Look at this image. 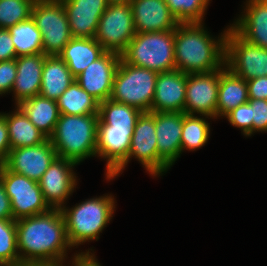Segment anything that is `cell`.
<instances>
[{
  "instance_id": "obj_28",
  "label": "cell",
  "mask_w": 267,
  "mask_h": 266,
  "mask_svg": "<svg viewBox=\"0 0 267 266\" xmlns=\"http://www.w3.org/2000/svg\"><path fill=\"white\" fill-rule=\"evenodd\" d=\"M16 50V57L44 54L42 34L32 17L8 29Z\"/></svg>"
},
{
  "instance_id": "obj_14",
  "label": "cell",
  "mask_w": 267,
  "mask_h": 266,
  "mask_svg": "<svg viewBox=\"0 0 267 266\" xmlns=\"http://www.w3.org/2000/svg\"><path fill=\"white\" fill-rule=\"evenodd\" d=\"M75 165L77 163L57 156L38 181L44 199L51 208L64 207L65 200L76 188Z\"/></svg>"
},
{
  "instance_id": "obj_9",
  "label": "cell",
  "mask_w": 267,
  "mask_h": 266,
  "mask_svg": "<svg viewBox=\"0 0 267 266\" xmlns=\"http://www.w3.org/2000/svg\"><path fill=\"white\" fill-rule=\"evenodd\" d=\"M0 180L11 201L13 219L34 216L51 209L45 201L38 181L10 171L0 165Z\"/></svg>"
},
{
  "instance_id": "obj_16",
  "label": "cell",
  "mask_w": 267,
  "mask_h": 266,
  "mask_svg": "<svg viewBox=\"0 0 267 266\" xmlns=\"http://www.w3.org/2000/svg\"><path fill=\"white\" fill-rule=\"evenodd\" d=\"M134 128L120 129L98 122L96 155L106 159V176H110L128 157Z\"/></svg>"
},
{
  "instance_id": "obj_40",
  "label": "cell",
  "mask_w": 267,
  "mask_h": 266,
  "mask_svg": "<svg viewBox=\"0 0 267 266\" xmlns=\"http://www.w3.org/2000/svg\"><path fill=\"white\" fill-rule=\"evenodd\" d=\"M72 8L76 10L96 11L101 15L108 6L107 0H65Z\"/></svg>"
},
{
  "instance_id": "obj_44",
  "label": "cell",
  "mask_w": 267,
  "mask_h": 266,
  "mask_svg": "<svg viewBox=\"0 0 267 266\" xmlns=\"http://www.w3.org/2000/svg\"><path fill=\"white\" fill-rule=\"evenodd\" d=\"M108 4H130L132 0H107Z\"/></svg>"
},
{
  "instance_id": "obj_29",
  "label": "cell",
  "mask_w": 267,
  "mask_h": 266,
  "mask_svg": "<svg viewBox=\"0 0 267 266\" xmlns=\"http://www.w3.org/2000/svg\"><path fill=\"white\" fill-rule=\"evenodd\" d=\"M142 111L134 106L107 99L99 103V118L113 128H135Z\"/></svg>"
},
{
  "instance_id": "obj_23",
  "label": "cell",
  "mask_w": 267,
  "mask_h": 266,
  "mask_svg": "<svg viewBox=\"0 0 267 266\" xmlns=\"http://www.w3.org/2000/svg\"><path fill=\"white\" fill-rule=\"evenodd\" d=\"M106 50L95 38H72L59 56L67 64L74 77H77L88 65L100 58Z\"/></svg>"
},
{
  "instance_id": "obj_26",
  "label": "cell",
  "mask_w": 267,
  "mask_h": 266,
  "mask_svg": "<svg viewBox=\"0 0 267 266\" xmlns=\"http://www.w3.org/2000/svg\"><path fill=\"white\" fill-rule=\"evenodd\" d=\"M5 120L11 149L38 145L48 139L30 122L18 105L13 113H5Z\"/></svg>"
},
{
  "instance_id": "obj_30",
  "label": "cell",
  "mask_w": 267,
  "mask_h": 266,
  "mask_svg": "<svg viewBox=\"0 0 267 266\" xmlns=\"http://www.w3.org/2000/svg\"><path fill=\"white\" fill-rule=\"evenodd\" d=\"M68 17L70 32L74 38H94L101 14L96 11L76 10L61 0Z\"/></svg>"
},
{
  "instance_id": "obj_10",
  "label": "cell",
  "mask_w": 267,
  "mask_h": 266,
  "mask_svg": "<svg viewBox=\"0 0 267 266\" xmlns=\"http://www.w3.org/2000/svg\"><path fill=\"white\" fill-rule=\"evenodd\" d=\"M225 66L245 81L267 76V49L247 42L230 27L225 38Z\"/></svg>"
},
{
  "instance_id": "obj_20",
  "label": "cell",
  "mask_w": 267,
  "mask_h": 266,
  "mask_svg": "<svg viewBox=\"0 0 267 266\" xmlns=\"http://www.w3.org/2000/svg\"><path fill=\"white\" fill-rule=\"evenodd\" d=\"M245 6L244 14L229 27L247 42L267 49V0H248Z\"/></svg>"
},
{
  "instance_id": "obj_5",
  "label": "cell",
  "mask_w": 267,
  "mask_h": 266,
  "mask_svg": "<svg viewBox=\"0 0 267 266\" xmlns=\"http://www.w3.org/2000/svg\"><path fill=\"white\" fill-rule=\"evenodd\" d=\"M120 55L125 63L157 73L175 70L174 30L136 33Z\"/></svg>"
},
{
  "instance_id": "obj_12",
  "label": "cell",
  "mask_w": 267,
  "mask_h": 266,
  "mask_svg": "<svg viewBox=\"0 0 267 266\" xmlns=\"http://www.w3.org/2000/svg\"><path fill=\"white\" fill-rule=\"evenodd\" d=\"M219 69L208 73L187 74L184 113L216 118Z\"/></svg>"
},
{
  "instance_id": "obj_31",
  "label": "cell",
  "mask_w": 267,
  "mask_h": 266,
  "mask_svg": "<svg viewBox=\"0 0 267 266\" xmlns=\"http://www.w3.org/2000/svg\"><path fill=\"white\" fill-rule=\"evenodd\" d=\"M210 126L205 118L183 113V128L181 135V150L199 149L207 143Z\"/></svg>"
},
{
  "instance_id": "obj_21",
  "label": "cell",
  "mask_w": 267,
  "mask_h": 266,
  "mask_svg": "<svg viewBox=\"0 0 267 266\" xmlns=\"http://www.w3.org/2000/svg\"><path fill=\"white\" fill-rule=\"evenodd\" d=\"M47 55L35 54L16 58L17 75L11 91L14 93L15 103L39 95L41 89V75L44 60Z\"/></svg>"
},
{
  "instance_id": "obj_1",
  "label": "cell",
  "mask_w": 267,
  "mask_h": 266,
  "mask_svg": "<svg viewBox=\"0 0 267 266\" xmlns=\"http://www.w3.org/2000/svg\"><path fill=\"white\" fill-rule=\"evenodd\" d=\"M16 230L20 266L62 264L72 248L58 208L17 219Z\"/></svg>"
},
{
  "instance_id": "obj_27",
  "label": "cell",
  "mask_w": 267,
  "mask_h": 266,
  "mask_svg": "<svg viewBox=\"0 0 267 266\" xmlns=\"http://www.w3.org/2000/svg\"><path fill=\"white\" fill-rule=\"evenodd\" d=\"M56 102L60 114H99V102L88 94L75 80Z\"/></svg>"
},
{
  "instance_id": "obj_37",
  "label": "cell",
  "mask_w": 267,
  "mask_h": 266,
  "mask_svg": "<svg viewBox=\"0 0 267 266\" xmlns=\"http://www.w3.org/2000/svg\"><path fill=\"white\" fill-rule=\"evenodd\" d=\"M16 75V59L0 61V95L11 92Z\"/></svg>"
},
{
  "instance_id": "obj_43",
  "label": "cell",
  "mask_w": 267,
  "mask_h": 266,
  "mask_svg": "<svg viewBox=\"0 0 267 266\" xmlns=\"http://www.w3.org/2000/svg\"><path fill=\"white\" fill-rule=\"evenodd\" d=\"M89 250L86 253H76L74 255L72 265L73 266H101L99 262L95 259L94 253H90ZM92 254V255H91Z\"/></svg>"
},
{
  "instance_id": "obj_45",
  "label": "cell",
  "mask_w": 267,
  "mask_h": 266,
  "mask_svg": "<svg viewBox=\"0 0 267 266\" xmlns=\"http://www.w3.org/2000/svg\"><path fill=\"white\" fill-rule=\"evenodd\" d=\"M34 266H64V265L62 263V264H53V265H34Z\"/></svg>"
},
{
  "instance_id": "obj_7",
  "label": "cell",
  "mask_w": 267,
  "mask_h": 266,
  "mask_svg": "<svg viewBox=\"0 0 267 266\" xmlns=\"http://www.w3.org/2000/svg\"><path fill=\"white\" fill-rule=\"evenodd\" d=\"M155 131V112H142L133 130L127 159L110 176H106V179L113 180L118 176L133 156L153 176L168 171L170 166L158 154Z\"/></svg>"
},
{
  "instance_id": "obj_18",
  "label": "cell",
  "mask_w": 267,
  "mask_h": 266,
  "mask_svg": "<svg viewBox=\"0 0 267 266\" xmlns=\"http://www.w3.org/2000/svg\"><path fill=\"white\" fill-rule=\"evenodd\" d=\"M187 74L179 70L158 73L151 112H183Z\"/></svg>"
},
{
  "instance_id": "obj_17",
  "label": "cell",
  "mask_w": 267,
  "mask_h": 266,
  "mask_svg": "<svg viewBox=\"0 0 267 266\" xmlns=\"http://www.w3.org/2000/svg\"><path fill=\"white\" fill-rule=\"evenodd\" d=\"M136 33L170 31L180 24L165 0H132Z\"/></svg>"
},
{
  "instance_id": "obj_11",
  "label": "cell",
  "mask_w": 267,
  "mask_h": 266,
  "mask_svg": "<svg viewBox=\"0 0 267 266\" xmlns=\"http://www.w3.org/2000/svg\"><path fill=\"white\" fill-rule=\"evenodd\" d=\"M136 34L130 4H108L101 15L96 41L106 50L121 54Z\"/></svg>"
},
{
  "instance_id": "obj_24",
  "label": "cell",
  "mask_w": 267,
  "mask_h": 266,
  "mask_svg": "<svg viewBox=\"0 0 267 266\" xmlns=\"http://www.w3.org/2000/svg\"><path fill=\"white\" fill-rule=\"evenodd\" d=\"M74 80L75 77L59 55H47L39 95L56 101Z\"/></svg>"
},
{
  "instance_id": "obj_8",
  "label": "cell",
  "mask_w": 267,
  "mask_h": 266,
  "mask_svg": "<svg viewBox=\"0 0 267 266\" xmlns=\"http://www.w3.org/2000/svg\"><path fill=\"white\" fill-rule=\"evenodd\" d=\"M31 17L42 34L44 55H59L73 38L62 1L34 2Z\"/></svg>"
},
{
  "instance_id": "obj_34",
  "label": "cell",
  "mask_w": 267,
  "mask_h": 266,
  "mask_svg": "<svg viewBox=\"0 0 267 266\" xmlns=\"http://www.w3.org/2000/svg\"><path fill=\"white\" fill-rule=\"evenodd\" d=\"M210 0H165L179 23H202Z\"/></svg>"
},
{
  "instance_id": "obj_38",
  "label": "cell",
  "mask_w": 267,
  "mask_h": 266,
  "mask_svg": "<svg viewBox=\"0 0 267 266\" xmlns=\"http://www.w3.org/2000/svg\"><path fill=\"white\" fill-rule=\"evenodd\" d=\"M16 58V50L10 31L0 28V61H8Z\"/></svg>"
},
{
  "instance_id": "obj_32",
  "label": "cell",
  "mask_w": 267,
  "mask_h": 266,
  "mask_svg": "<svg viewBox=\"0 0 267 266\" xmlns=\"http://www.w3.org/2000/svg\"><path fill=\"white\" fill-rule=\"evenodd\" d=\"M0 266H20L14 219H0Z\"/></svg>"
},
{
  "instance_id": "obj_22",
  "label": "cell",
  "mask_w": 267,
  "mask_h": 266,
  "mask_svg": "<svg viewBox=\"0 0 267 266\" xmlns=\"http://www.w3.org/2000/svg\"><path fill=\"white\" fill-rule=\"evenodd\" d=\"M249 101L247 82L234 75L226 66L219 69L218 103L216 118L225 116L239 105Z\"/></svg>"
},
{
  "instance_id": "obj_42",
  "label": "cell",
  "mask_w": 267,
  "mask_h": 266,
  "mask_svg": "<svg viewBox=\"0 0 267 266\" xmlns=\"http://www.w3.org/2000/svg\"><path fill=\"white\" fill-rule=\"evenodd\" d=\"M0 219H13L11 201L6 194L5 187L0 180Z\"/></svg>"
},
{
  "instance_id": "obj_19",
  "label": "cell",
  "mask_w": 267,
  "mask_h": 266,
  "mask_svg": "<svg viewBox=\"0 0 267 266\" xmlns=\"http://www.w3.org/2000/svg\"><path fill=\"white\" fill-rule=\"evenodd\" d=\"M159 156L171 167L180 157L183 112H155Z\"/></svg>"
},
{
  "instance_id": "obj_13",
  "label": "cell",
  "mask_w": 267,
  "mask_h": 266,
  "mask_svg": "<svg viewBox=\"0 0 267 266\" xmlns=\"http://www.w3.org/2000/svg\"><path fill=\"white\" fill-rule=\"evenodd\" d=\"M120 59V54L106 51L75 77V81L101 103L111 96L112 85Z\"/></svg>"
},
{
  "instance_id": "obj_33",
  "label": "cell",
  "mask_w": 267,
  "mask_h": 266,
  "mask_svg": "<svg viewBox=\"0 0 267 266\" xmlns=\"http://www.w3.org/2000/svg\"><path fill=\"white\" fill-rule=\"evenodd\" d=\"M34 0H0V28L9 29L31 17Z\"/></svg>"
},
{
  "instance_id": "obj_36",
  "label": "cell",
  "mask_w": 267,
  "mask_h": 266,
  "mask_svg": "<svg viewBox=\"0 0 267 266\" xmlns=\"http://www.w3.org/2000/svg\"><path fill=\"white\" fill-rule=\"evenodd\" d=\"M251 105V119L253 120V133L267 131V100L249 99Z\"/></svg>"
},
{
  "instance_id": "obj_35",
  "label": "cell",
  "mask_w": 267,
  "mask_h": 266,
  "mask_svg": "<svg viewBox=\"0 0 267 266\" xmlns=\"http://www.w3.org/2000/svg\"><path fill=\"white\" fill-rule=\"evenodd\" d=\"M224 117L228 119L231 125L240 128L245 136L253 134V120L251 119V105L247 102L239 105Z\"/></svg>"
},
{
  "instance_id": "obj_39",
  "label": "cell",
  "mask_w": 267,
  "mask_h": 266,
  "mask_svg": "<svg viewBox=\"0 0 267 266\" xmlns=\"http://www.w3.org/2000/svg\"><path fill=\"white\" fill-rule=\"evenodd\" d=\"M247 82L249 99L267 100V76L252 78Z\"/></svg>"
},
{
  "instance_id": "obj_4",
  "label": "cell",
  "mask_w": 267,
  "mask_h": 266,
  "mask_svg": "<svg viewBox=\"0 0 267 266\" xmlns=\"http://www.w3.org/2000/svg\"><path fill=\"white\" fill-rule=\"evenodd\" d=\"M112 196H101L85 200L75 207H62L67 237L72 247L89 240L99 239V234L107 226L115 211Z\"/></svg>"
},
{
  "instance_id": "obj_2",
  "label": "cell",
  "mask_w": 267,
  "mask_h": 266,
  "mask_svg": "<svg viewBox=\"0 0 267 266\" xmlns=\"http://www.w3.org/2000/svg\"><path fill=\"white\" fill-rule=\"evenodd\" d=\"M203 23H180L174 30L175 67L186 74L208 73L225 66L224 30L218 40Z\"/></svg>"
},
{
  "instance_id": "obj_6",
  "label": "cell",
  "mask_w": 267,
  "mask_h": 266,
  "mask_svg": "<svg viewBox=\"0 0 267 266\" xmlns=\"http://www.w3.org/2000/svg\"><path fill=\"white\" fill-rule=\"evenodd\" d=\"M158 73L120 59L109 99L151 112Z\"/></svg>"
},
{
  "instance_id": "obj_25",
  "label": "cell",
  "mask_w": 267,
  "mask_h": 266,
  "mask_svg": "<svg viewBox=\"0 0 267 266\" xmlns=\"http://www.w3.org/2000/svg\"><path fill=\"white\" fill-rule=\"evenodd\" d=\"M18 106L48 139L53 135L60 116L55 100L36 95L22 101Z\"/></svg>"
},
{
  "instance_id": "obj_3",
  "label": "cell",
  "mask_w": 267,
  "mask_h": 266,
  "mask_svg": "<svg viewBox=\"0 0 267 266\" xmlns=\"http://www.w3.org/2000/svg\"><path fill=\"white\" fill-rule=\"evenodd\" d=\"M98 122V114H60L54 133L49 138L57 156L77 164L96 156Z\"/></svg>"
},
{
  "instance_id": "obj_15",
  "label": "cell",
  "mask_w": 267,
  "mask_h": 266,
  "mask_svg": "<svg viewBox=\"0 0 267 266\" xmlns=\"http://www.w3.org/2000/svg\"><path fill=\"white\" fill-rule=\"evenodd\" d=\"M56 157V150L47 139L38 145L11 149L4 165L14 173L39 181Z\"/></svg>"
},
{
  "instance_id": "obj_41",
  "label": "cell",
  "mask_w": 267,
  "mask_h": 266,
  "mask_svg": "<svg viewBox=\"0 0 267 266\" xmlns=\"http://www.w3.org/2000/svg\"><path fill=\"white\" fill-rule=\"evenodd\" d=\"M10 141L5 113H0V165L4 164L10 153Z\"/></svg>"
}]
</instances>
